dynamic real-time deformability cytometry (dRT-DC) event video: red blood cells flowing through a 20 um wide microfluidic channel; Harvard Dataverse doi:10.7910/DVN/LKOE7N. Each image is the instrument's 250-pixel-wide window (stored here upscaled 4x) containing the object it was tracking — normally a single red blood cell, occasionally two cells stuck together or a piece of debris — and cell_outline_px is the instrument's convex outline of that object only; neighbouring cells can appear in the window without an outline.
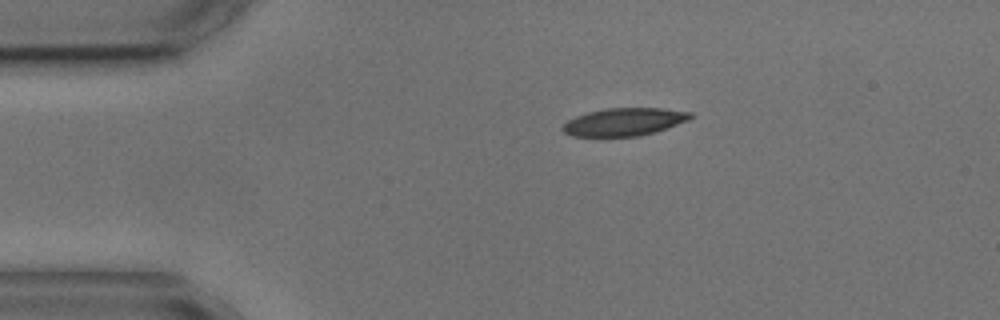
{"species": "common noctule bat (a hibernating species)", "species_latin": "Nyctalus noctula", "temperature_condition": "cold", "stored_images_in_passage": 3, "segment_of_instrument_passage": [1, 2], "camera_frame_rate_fps": 3000, "um_per_image_px": 0.085, "animal": {"sex": "male", "body_mass_g": 17.9, "forearm_length_mm": 54.2}, "frame": {"image": 1, "passage_image": 1, "time_ms": 0.0, "image_size_px": [1000, 320], "cell_outline_px": [[692, 116], [688, 120], [640, 136], [572, 136], [564, 132], [560, 128], [568, 120], [576, 116], [588, 112], [604, 108], [660, 108], [692, 112]], "centroid_in_image_um": [53.01, 10.35], "position_along_channel_um": 32.0, "area_um2": 20.4}}